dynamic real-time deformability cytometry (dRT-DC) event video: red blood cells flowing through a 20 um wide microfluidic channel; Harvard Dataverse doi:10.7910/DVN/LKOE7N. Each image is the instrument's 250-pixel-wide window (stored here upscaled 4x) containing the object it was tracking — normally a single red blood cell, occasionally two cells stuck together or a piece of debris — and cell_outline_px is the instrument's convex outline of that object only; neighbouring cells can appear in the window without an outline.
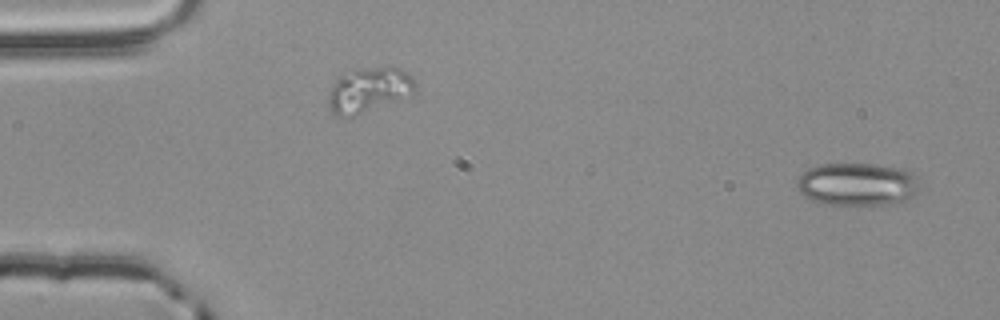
{"species": "common noctule bat (a hibernating species)", "species_latin": "Nyctalus noctula", "temperature_condition": "room temperature", "stored_images_in_passage": 4, "camera_frame_rate_fps": 3000, "um_per_image_px": 0.085, "animal": {"sex": "male", "body_mass_g": 20.4}, "frame": {"image": 1, "passage_image": 1, "time_ms": 0.0, "image_size_px": [1000, 320], "cell_outline_px": [[916, 192], [908, 200], [888, 204], [832, 204], [812, 200], [804, 196], [800, 192], [796, 184], [796, 180], [808, 168], [820, 164], [876, 164], [904, 168], [912, 172], [916, 176]], "centroid_in_image_um": [72.86, 15.64], "position_along_channel_um": 12.1, "area_um2": 30.46}}